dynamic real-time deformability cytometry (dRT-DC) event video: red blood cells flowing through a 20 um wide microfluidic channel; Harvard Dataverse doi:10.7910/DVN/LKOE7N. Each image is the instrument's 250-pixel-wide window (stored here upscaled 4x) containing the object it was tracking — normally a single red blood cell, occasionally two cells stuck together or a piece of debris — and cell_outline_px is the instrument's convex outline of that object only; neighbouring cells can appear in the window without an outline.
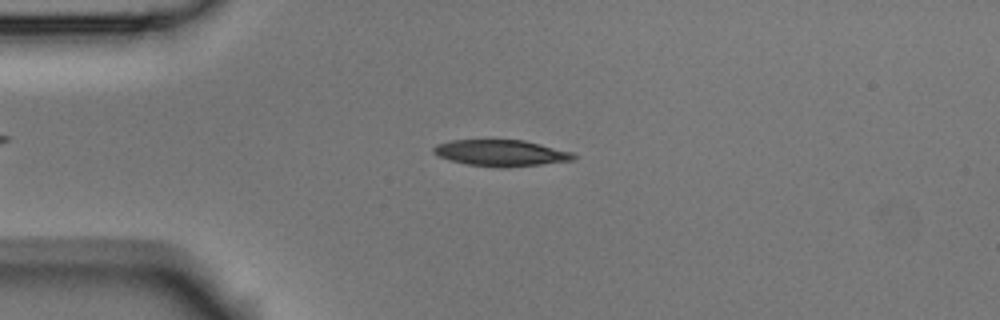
{"species": "Egyptian fruit bat (a non-hibernating species)", "species_latin": "Rousettus aegyptiacus", "temperature_condition": "room temperature", "stored_images_in_passage": 3, "camera_frame_rate_fps": 3000, "um_per_image_px": 0.085, "animal": {"sex": "male"}, "frame": {"image": 1, "passage_image": 1, "time_ms": 0.0, "image_size_px": [1000, 320], "cell_outline_px": [[576, 160], [508, 168], [500, 168], [468, 164], [452, 160], [440, 156], [432, 152], [432, 148], [436, 144], [452, 140], [524, 140], [576, 152]], "centroid_in_image_um": [42.66, 13.0], "position_along_channel_um": 42.3, "area_um2": 21.68}}
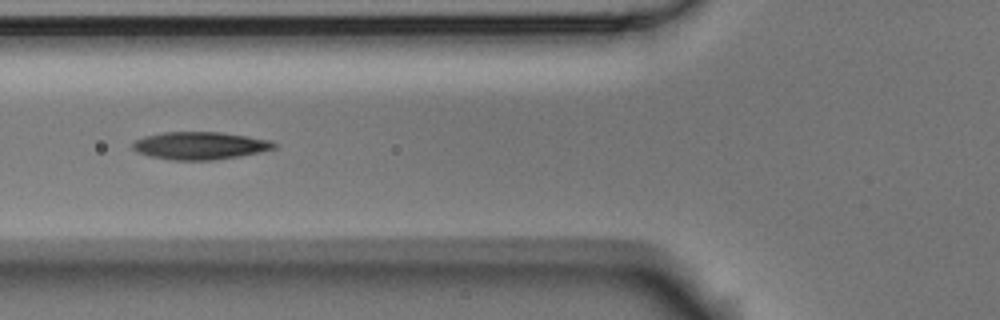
{"frame": {"image": 2, "passage_image": 3, "time_ms": 0.667, "image_size_px": [1000, 320], "cell_outline_px": [[276, 148], [236, 156], [212, 160], [172, 160], [148, 156], [136, 152], [132, 148], [132, 144], [136, 140], [144, 136], [164, 132], [220, 132], [248, 136], [272, 140], [276, 144]], "centroid_in_image_um": [16.95, 12.37], "position_along_channel_um": 108.8, "area_um2": 22.66}}